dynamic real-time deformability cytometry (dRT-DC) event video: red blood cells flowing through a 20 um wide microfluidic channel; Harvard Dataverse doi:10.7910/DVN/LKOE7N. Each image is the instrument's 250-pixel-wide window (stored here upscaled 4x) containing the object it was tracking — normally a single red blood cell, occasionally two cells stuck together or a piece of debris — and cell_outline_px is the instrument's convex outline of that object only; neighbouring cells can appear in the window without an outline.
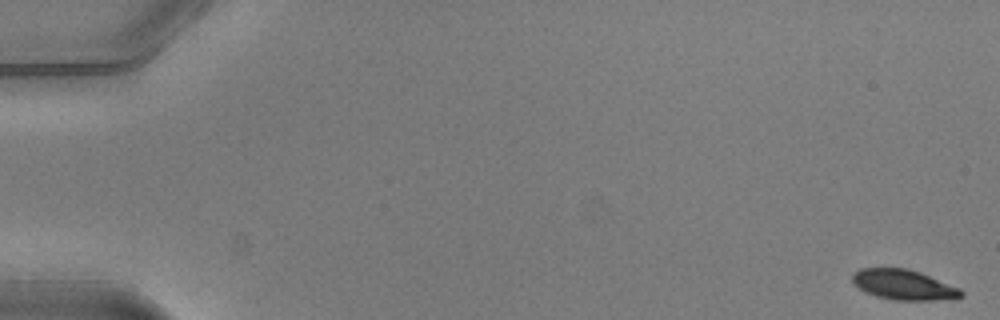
{"species": "common noctule bat (a hibernating species)", "species_latin": "Nyctalus noctula", "temperature_condition": "warm", "stored_images_in_passage": 17, "camera_frame_rate_fps": 3000, "um_per_image_px": 0.085, "animal": {"sex": "male", "body_mass_g": 20.5, "forearm_length_mm": 52.5}, "frame": {"image": 1, "passage_image": 1, "time_ms": 0.0, "image_size_px": [1000, 320], "cell_outline_px": [[964, 296], [932, 300], [892, 300], [876, 296], [852, 284], [852, 272], [860, 268], [908, 268], [920, 272], [960, 288], [964, 292]], "centroid_in_image_um": [76.78, 24.19], "position_along_channel_um": 8.2, "area_um2": 19.07}}
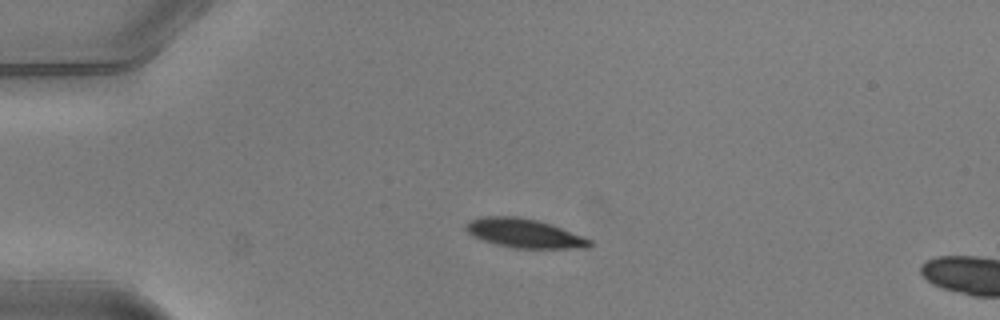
{"frame": {"image": 2, "passage_image": 13, "time_ms": 4.0, "image_size_px": [1000, 320], "cell_outline_px": [[592, 244], [588, 248], [516, 248], [496, 244], [472, 236], [464, 228], [464, 224], [468, 220], [480, 216], [516, 216], [536, 220], [552, 224], [584, 236], [592, 240]], "centroid_in_image_um": [44.55, 19.81], "position_along_channel_um": 40.4, "area_um2": 21.1}}